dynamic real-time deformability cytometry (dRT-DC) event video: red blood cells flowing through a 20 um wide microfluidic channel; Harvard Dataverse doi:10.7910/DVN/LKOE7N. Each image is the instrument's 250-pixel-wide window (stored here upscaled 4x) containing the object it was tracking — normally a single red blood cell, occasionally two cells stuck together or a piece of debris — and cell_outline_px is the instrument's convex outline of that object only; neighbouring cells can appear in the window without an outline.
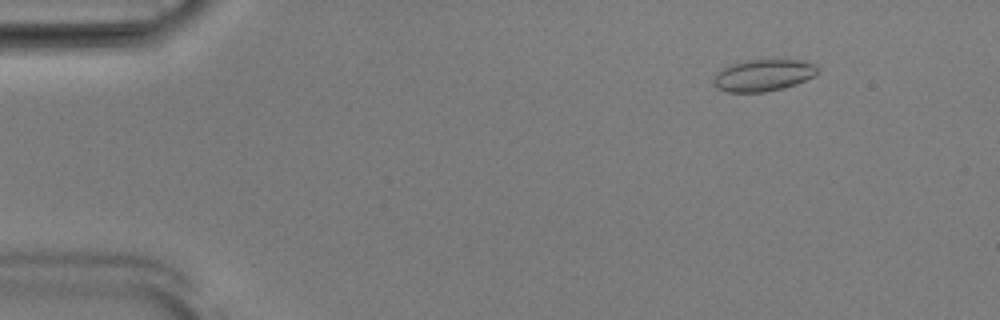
{"species": "Egyptian fruit bat (a non-hibernating species)", "species_latin": "Rousettus aegyptiacus", "temperature_condition": "room temperature", "stored_images_in_passage": 53, "camera_frame_rate_fps": 3000, "um_per_image_px": 0.085, "animal": {"sex": "male"}, "frame": {"image": 1, "passage_image": 7, "time_ms": 2.0, "image_size_px": [1000, 320], "cell_outline_px": [[816, 72], [812, 76], [804, 80], [780, 88], [760, 92], [732, 92], [720, 88], [716, 84], [716, 80], [720, 72], [728, 68], [740, 64], [768, 60], [784, 60], [808, 64], [816, 68]], "centroid_in_image_um": [64.9, 6.44], "position_along_channel_um": 20.1, "area_um2": 17.11}}
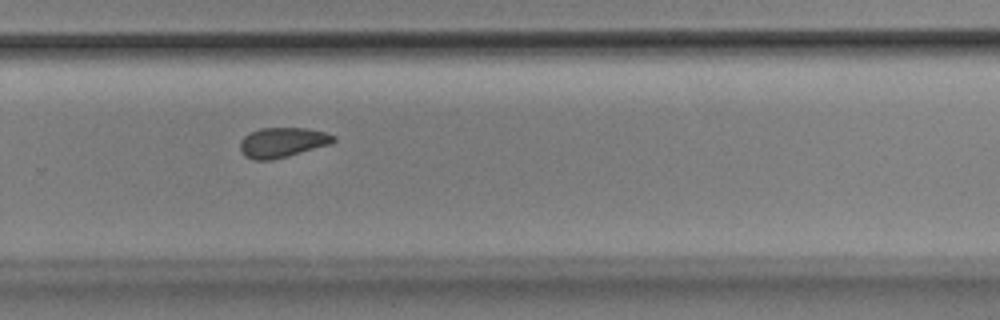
{"frame": {"image": 2, "passage_image": 36, "time_ms": 11.667, "image_size_px": [1000, 320], "cell_outline_px": [[336, 140], [324, 144], [284, 156], [268, 160], [256, 160], [248, 156], [240, 148], [240, 144], [244, 136], [252, 132], [264, 128], [300, 128], [324, 132], [332, 136]], "centroid_in_image_um": [23.93, 12.08], "position_along_channel_um": 305.9, "area_um2": 15.09}}
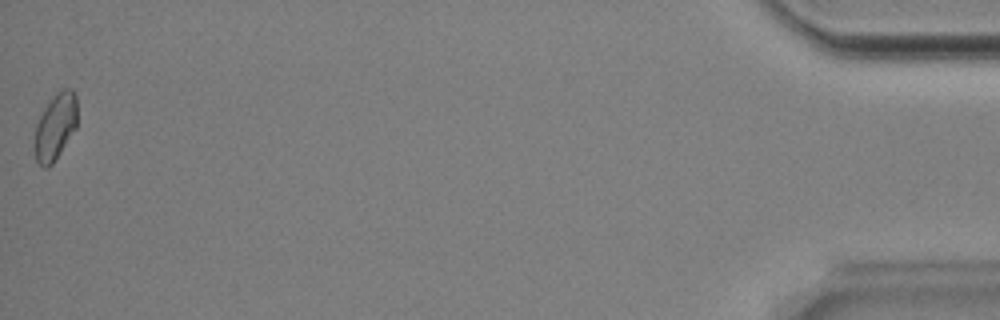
{"frame": {"image": 3, "passage_image": 53, "time_ms": 17.333, "image_size_px": [1000, 320], "cell_outline_px": [[76, 128], [52, 164], [40, 164], [36, 160], [36, 128], [48, 104], [60, 92], [72, 92], [76, 96]], "centroid_in_image_um": [4.74, 10.82], "position_along_channel_um": 430.5, "area_um2": 14.97}, "authors_computed_cell_mechanics": {"area_um2": 15.317, "velocity_mm_per_s": 3.8923, "shape_relaxation_time_tau1_ms": null, "shape_relaxation_time_tau2_ms": 2.1151, "deformation_change_tau1": null, "deformation_change_tau2": 0.08}}